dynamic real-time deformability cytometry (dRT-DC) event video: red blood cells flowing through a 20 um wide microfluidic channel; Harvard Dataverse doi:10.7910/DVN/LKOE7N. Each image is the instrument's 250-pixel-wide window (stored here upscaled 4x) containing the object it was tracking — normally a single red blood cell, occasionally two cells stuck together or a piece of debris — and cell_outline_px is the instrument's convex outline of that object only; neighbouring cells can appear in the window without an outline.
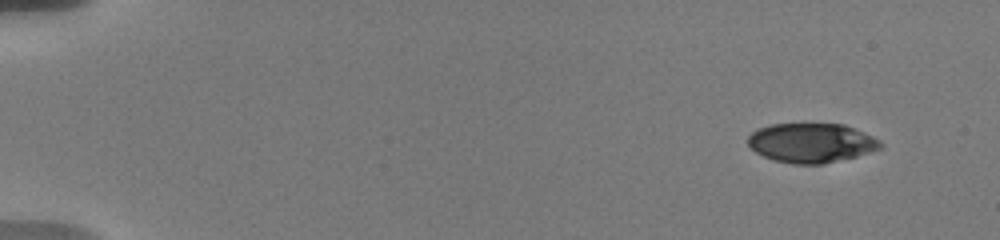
{"species": "human", "species_latin": "Homo sapiens", "temperature_condition": "warm", "stored_images_in_passage": 33, "camera_frame_rate_fps": 3000, "um_per_image_px": 0.085, "donor": {"sex": "male"}, "frame": {"image": 1, "passage_image": 1, "time_ms": 0.0, "image_size_px": [1000, 240], "cell_outline_px": [[884, 144], [880, 148], [856, 156], [824, 164], [792, 164], [776, 160], [764, 156], [756, 152], [748, 144], [748, 136], [752, 132], [760, 128], [772, 124], [844, 124], [864, 132], [880, 140]], "centroid_in_image_um": [68.98, 12.14], "position_along_channel_um": 16.0, "area_um2": 30.23}}
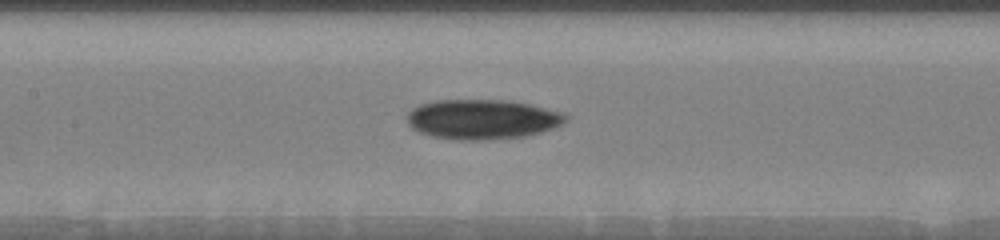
{"frame": {"image": 2, "passage_image": 26, "time_ms": 8.0, "image_size_px": [1000, 240], "cell_outline_px": [[568, 120], [564, 124], [540, 132], [524, 136], [488, 140], [456, 140], [432, 136], [420, 132], [412, 128], [408, 124], [408, 112], [412, 108], [420, 104], [436, 100], [508, 100], [528, 104], [560, 112], [568, 116]], "centroid_in_image_um": [40.98, 10.14], "position_along_channel_um": 166.4, "area_um2": 36.76}}
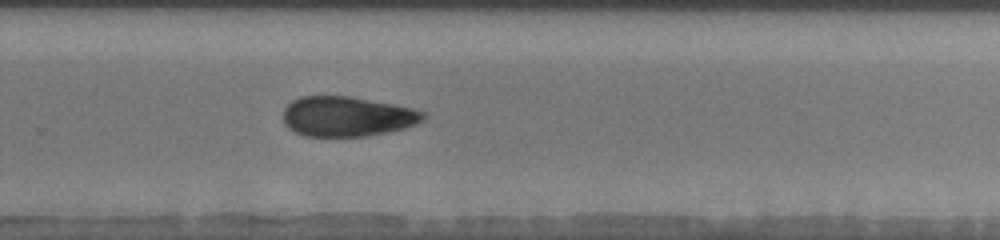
{"frame": {"image": 3, "passage_image": 33, "time_ms": 11.667, "image_size_px": [1000, 240], "cell_outline_px": [[428, 112], [424, 120], [404, 128], [364, 136], [304, 136], [288, 128], [284, 124], [284, 108], [292, 100], [300, 96], [352, 96], [412, 108]], "centroid_in_image_um": [29.5, 9.89], "position_along_channel_um": 300.3, "area_um2": 32.6}}